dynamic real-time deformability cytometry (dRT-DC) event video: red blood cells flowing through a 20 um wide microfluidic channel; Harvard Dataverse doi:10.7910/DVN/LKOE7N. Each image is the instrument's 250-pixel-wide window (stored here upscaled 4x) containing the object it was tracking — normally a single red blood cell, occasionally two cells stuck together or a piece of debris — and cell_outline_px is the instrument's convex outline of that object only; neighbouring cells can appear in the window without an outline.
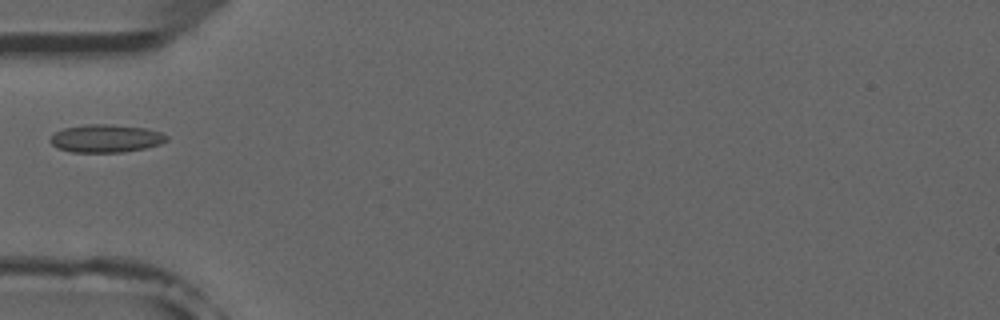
{"species": "common noctule bat (a hibernating species)", "species_latin": "Nyctalus noctula", "temperature_condition": "room temperature", "stored_images_in_passage": 5, "camera_frame_rate_fps": 3000, "um_per_image_px": 0.085, "animal": {"sex": "male", "forearm_length_mm": 52.5}, "frame": {"image": 1, "passage_image": 4, "time_ms": 3.333, "image_size_px": [1000, 320], "cell_outline_px": [[168, 140], [160, 144], [144, 148], [120, 152], [72, 152], [56, 148], [48, 140], [56, 132], [64, 128], [84, 124], [108, 124], [144, 128], [160, 132], [168, 136]], "centroid_in_image_um": [8.97, 11.76], "position_along_channel_um": 76.0, "area_um2": 18.84}}
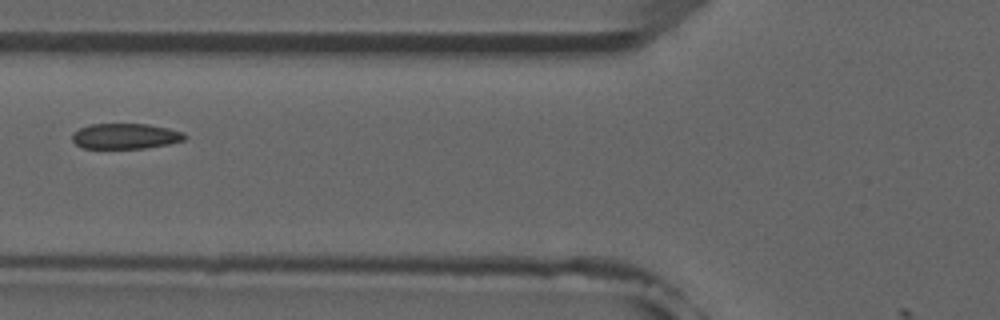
{"frame": {"image": 2, "passage_image": 5, "time_ms": 4.333, "image_size_px": [1000, 320], "cell_outline_px": [[188, 136], [184, 140], [168, 144], [144, 148], [84, 148], [76, 144], [72, 140], [72, 132], [80, 128], [92, 124], [148, 124], [168, 128], [184, 132]], "centroid_in_image_um": [10.67, 11.57], "position_along_channel_um": 115.1, "area_um2": 16.7}}